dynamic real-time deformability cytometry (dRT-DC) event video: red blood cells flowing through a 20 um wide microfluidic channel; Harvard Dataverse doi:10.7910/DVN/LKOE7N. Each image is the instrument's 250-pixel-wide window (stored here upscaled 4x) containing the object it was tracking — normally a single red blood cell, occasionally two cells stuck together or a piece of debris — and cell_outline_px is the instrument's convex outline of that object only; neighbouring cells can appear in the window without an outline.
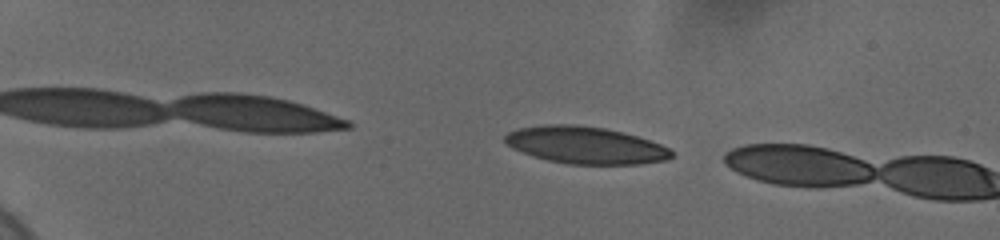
{"species": "human", "species_latin": "Homo sapiens", "temperature_condition": "cold", "stored_images_in_passage": 8, "camera_frame_rate_fps": 3000, "um_per_image_px": 0.085, "donor": {"sex": "female"}, "frame": {"image": 1, "passage_image": 6, "time_ms": 1.667, "image_size_px": [1000, 240], "cell_outline_px": [[672, 156], [668, 160], [640, 164], [568, 164], [548, 160], [512, 148], [504, 140], [504, 136], [508, 132], [516, 128], [544, 124], [576, 124], [604, 128], [624, 132], [660, 144], [668, 148], [672, 152]], "centroid_in_image_um": [49.75, 12.33], "position_along_channel_um": 35.2, "area_um2": 35.95}}